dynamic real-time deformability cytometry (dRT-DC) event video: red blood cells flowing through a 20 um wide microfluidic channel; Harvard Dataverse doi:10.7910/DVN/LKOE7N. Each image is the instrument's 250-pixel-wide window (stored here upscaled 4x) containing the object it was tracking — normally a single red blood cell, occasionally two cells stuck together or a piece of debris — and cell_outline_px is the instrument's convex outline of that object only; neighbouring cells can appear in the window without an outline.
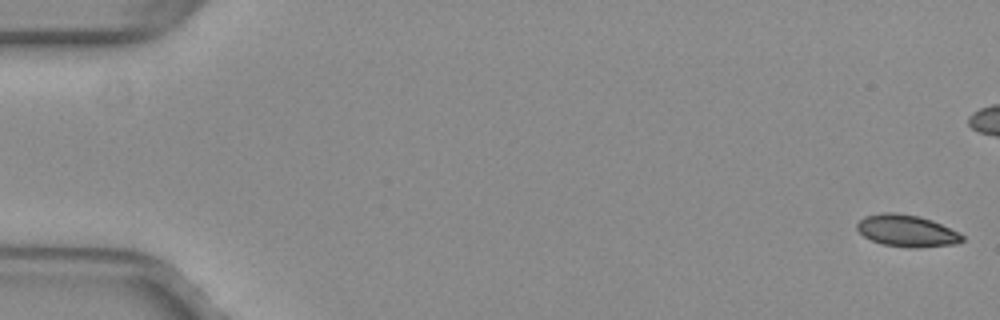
{"species": "common noctule bat (a hibernating species)", "species_latin": "Nyctalus noctula", "temperature_condition": "warm", "stored_images_in_passage": 53, "camera_frame_rate_fps": 3000, "um_per_image_px": 0.085, "animal": {"sex": "female", "body_mass_g": 29.2, "forearm_length_mm": 56.3}, "frame": {"image": 1, "passage_image": 1, "time_ms": 0.0, "image_size_px": [1000, 320], "cell_outline_px": [[964, 240], [956, 244], [916, 248], [908, 248], [884, 244], [872, 240], [864, 236], [856, 228], [856, 224], [864, 216], [884, 212], [896, 212], [920, 216], [932, 220], [960, 232], [964, 236]], "centroid_in_image_um": [77.1, 19.61], "position_along_channel_um": 7.9, "area_um2": 19.71}}
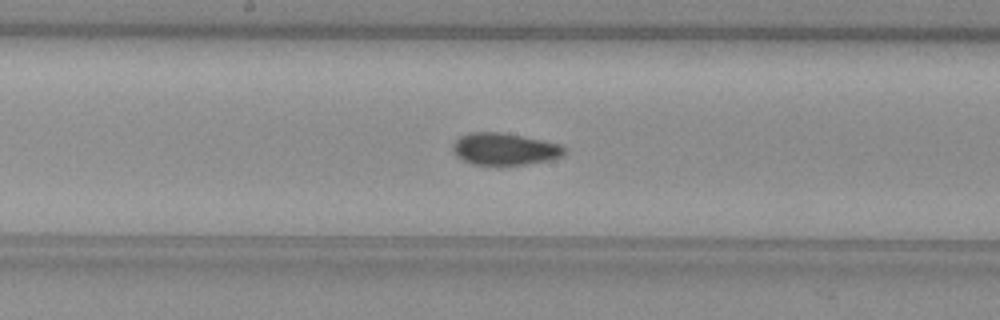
{"frame": {"image": 2, "passage_image": 28, "time_ms": 9.0, "image_size_px": [1000, 320], "cell_outline_px": [[564, 152], [560, 156], [548, 160], [528, 164], [500, 168], [496, 168], [472, 164], [460, 160], [452, 152], [452, 144], [460, 136], [468, 132], [500, 132], [560, 144], [564, 148]], "centroid_in_image_um": [42.78, 12.72], "position_along_channel_um": 205.4, "area_um2": 21.44}}
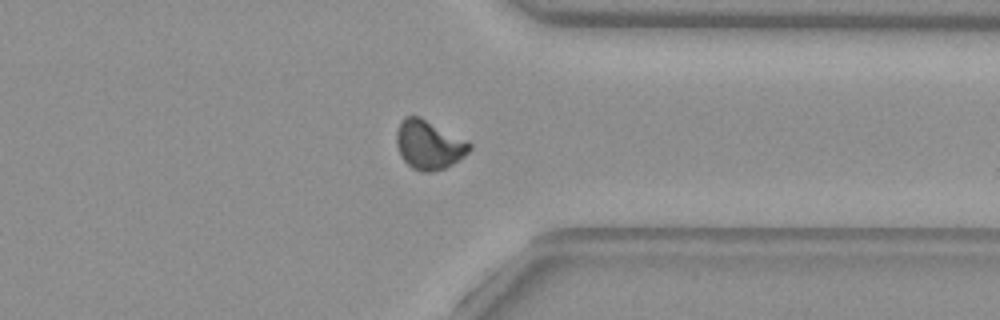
{"frame": {"image": 3, "passage_image": 41, "time_ms": 13.333, "image_size_px": [1000, 320], "cell_outline_px": [[472, 148], [464, 156], [452, 164], [444, 168], [432, 172], [420, 172], [412, 168], [400, 156], [396, 144], [396, 132], [400, 120], [404, 116], [420, 116], [468, 140], [472, 144]], "centroid_in_image_um": [36.45, 12.29], "position_along_channel_um": 375.0, "area_um2": 21.15}, "authors_computed_cell_mechanics": {"area_um2": 20.1144, "velocity_mm_per_s": 3.9846, "shape_relaxation_time_tau1_ms": 4.3303, "shape_relaxation_time_tau2_ms": 1.11, "deformation_change_tau1": 0.1111, "deformation_change_tau2": 0.0422}}